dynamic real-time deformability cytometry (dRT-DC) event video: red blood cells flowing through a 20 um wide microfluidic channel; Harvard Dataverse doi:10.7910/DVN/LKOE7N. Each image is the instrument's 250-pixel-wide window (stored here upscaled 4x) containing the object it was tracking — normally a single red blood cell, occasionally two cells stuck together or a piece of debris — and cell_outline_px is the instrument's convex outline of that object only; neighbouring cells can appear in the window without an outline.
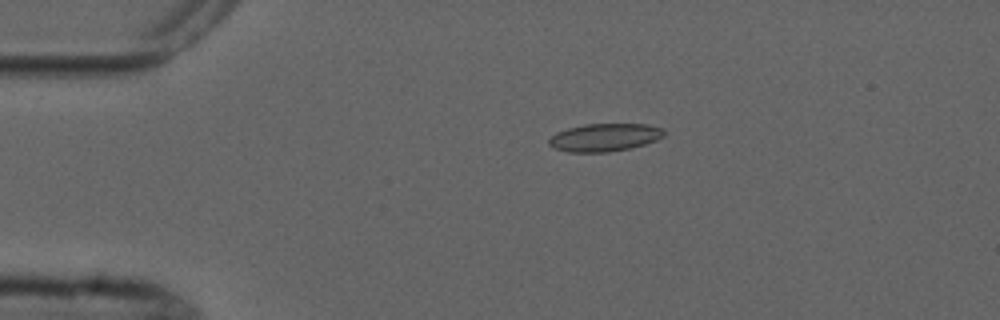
{"species": "common noctule bat (a hibernating species)", "species_latin": "Nyctalus noctula", "temperature_condition": "cold", "stored_images_in_passage": 4, "camera_frame_rate_fps": 3000, "um_per_image_px": 0.085, "animal": {"sex": "male", "forearm_length_mm": 52.5}, "frame": {"image": 1, "passage_image": 2, "time_ms": 1.333, "image_size_px": [1000, 320], "cell_outline_px": [[664, 136], [656, 140], [644, 144], [628, 148], [608, 152], [568, 152], [556, 148], [548, 144], [548, 140], [556, 132], [568, 128], [584, 124], [648, 124], [664, 128]], "centroid_in_image_um": [51.4, 11.67], "position_along_channel_um": 33.6, "area_um2": 18.61}}